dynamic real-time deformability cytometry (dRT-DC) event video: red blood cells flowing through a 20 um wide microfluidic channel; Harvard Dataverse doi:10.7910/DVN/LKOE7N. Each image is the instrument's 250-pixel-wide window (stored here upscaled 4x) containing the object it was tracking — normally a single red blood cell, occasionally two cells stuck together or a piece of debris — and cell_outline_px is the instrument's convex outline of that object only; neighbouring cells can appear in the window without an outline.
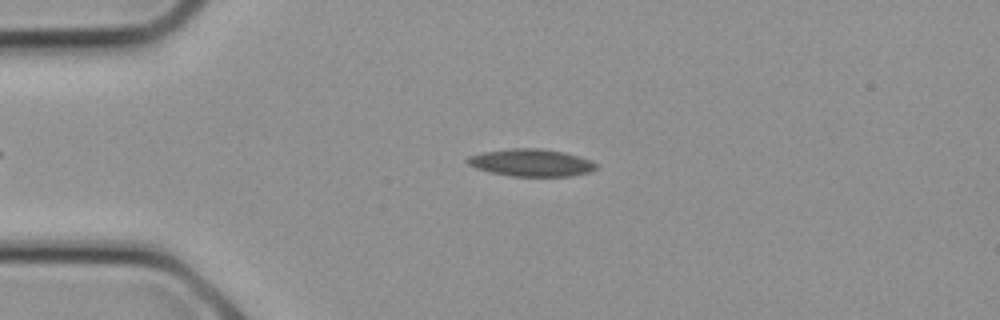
{"species": "common noctule bat (a hibernating species)", "species_latin": "Nyctalus noctula", "temperature_condition": "cold", "stored_images_in_passage": 13, "camera_frame_rate_fps": 3000, "um_per_image_px": 0.085, "animal": {"sex": "female", "body_mass_g": 21.9}, "frame": {"image": 1, "passage_image": 5, "time_ms": 1.333, "image_size_px": [1000, 320], "cell_outline_px": [[596, 168], [588, 172], [572, 176], [512, 176], [492, 172], [476, 168], [468, 164], [464, 160], [468, 156], [484, 152], [512, 148], [540, 148], [564, 152], [592, 160], [596, 164]], "centroid_in_image_um": [45.14, 13.82], "position_along_channel_um": 39.9, "area_um2": 20.4}}
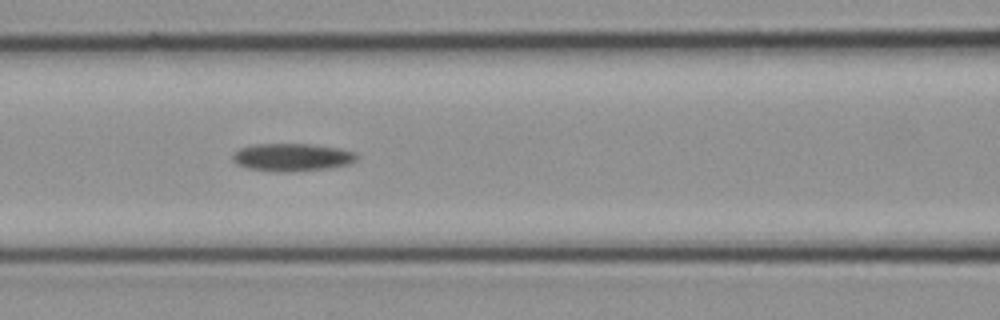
{"frame": {"image": 2, "passage_image": 10, "time_ms": 3.0, "image_size_px": [1000, 320], "cell_outline_px": [[356, 160], [348, 164], [328, 168], [288, 172], [276, 172], [248, 168], [236, 164], [232, 160], [232, 156], [240, 148], [256, 144], [312, 144], [340, 148], [356, 152]], "centroid_in_image_um": [24.82, 13.37], "position_along_channel_um": 141.8, "area_um2": 20.06}}
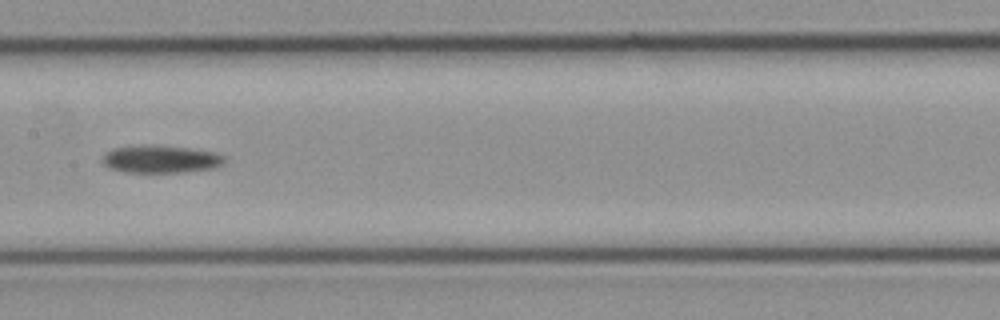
{"frame": {"image": 3, "passage_image": 12, "time_ms": 3.667, "image_size_px": [1000, 320], "cell_outline_px": [[228, 160], [224, 164], [216, 168], [184, 172], [124, 172], [108, 168], [100, 160], [112, 148], [140, 144], [188, 148], [216, 152], [224, 156]], "centroid_in_image_um": [13.69, 13.53], "position_along_channel_um": 193.7, "area_um2": 19.94}}